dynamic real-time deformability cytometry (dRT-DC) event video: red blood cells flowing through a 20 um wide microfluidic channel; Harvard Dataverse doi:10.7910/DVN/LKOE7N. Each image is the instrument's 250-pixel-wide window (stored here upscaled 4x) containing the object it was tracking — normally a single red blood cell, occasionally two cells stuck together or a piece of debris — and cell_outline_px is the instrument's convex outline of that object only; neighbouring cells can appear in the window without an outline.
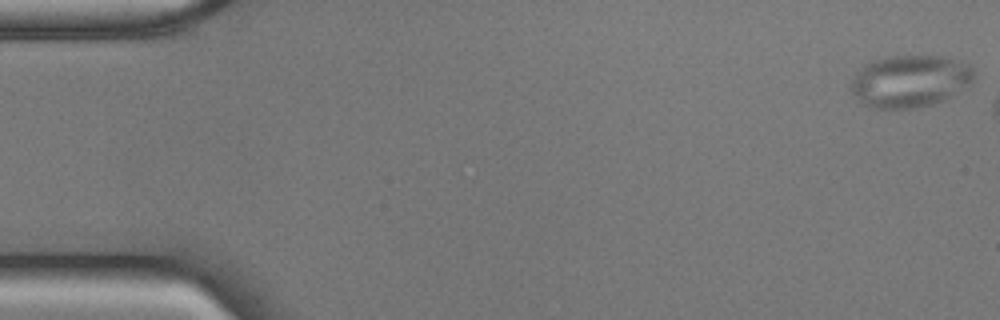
{"species": "common noctule bat (a hibernating species)", "species_latin": "Nyctalus noctula", "temperature_condition": "cold", "stored_images_in_passage": 10, "camera_frame_rate_fps": 3000, "um_per_image_px": 0.085, "animal": {"sex": "male", "body_mass_g": 17.9, "forearm_length_mm": 54.2}, "frame": {"image": 1, "passage_image": 1, "time_ms": 0.0, "image_size_px": [1000, 320], "cell_outline_px": [[976, 76], [972, 84], [944, 100], [916, 108], [868, 108], [852, 92], [852, 80], [856, 72], [864, 64], [872, 60], [888, 56], [952, 56], [968, 64], [972, 68]], "centroid_in_image_um": [77.39, 6.88], "position_along_channel_um": 7.6, "area_um2": 37.74}}